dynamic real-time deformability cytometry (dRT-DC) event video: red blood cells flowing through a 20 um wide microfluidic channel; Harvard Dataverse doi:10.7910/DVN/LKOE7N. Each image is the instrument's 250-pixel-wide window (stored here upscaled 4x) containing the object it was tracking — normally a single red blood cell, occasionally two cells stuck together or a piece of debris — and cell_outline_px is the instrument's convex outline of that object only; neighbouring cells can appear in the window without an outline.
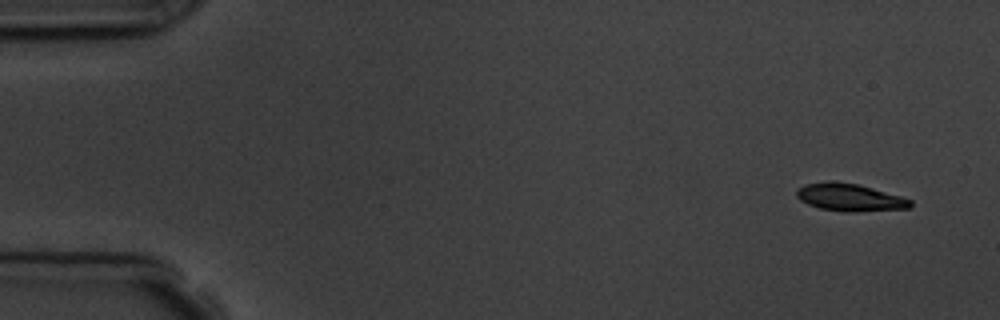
{"species": "common noctule bat (a hibernating species)", "species_latin": "Nyctalus noctula", "temperature_condition": "room temperature", "stored_images_in_passage": 4, "camera_frame_rate_fps": 3000, "um_per_image_px": 0.085, "animal": {"sex": "male", "body_mass_g": 19.5, "forearm_length_mm": 54.6}, "frame": {"image": 1, "passage_image": 1, "time_ms": 0.0, "image_size_px": [1000, 320], "cell_outline_px": [[912, 204], [908, 208], [856, 212], [844, 212], [820, 208], [808, 204], [800, 200], [796, 196], [796, 192], [804, 184], [856, 184], [872, 188], [900, 196], [912, 200]], "centroid_in_image_um": [72.27, 16.83], "position_along_channel_um": 12.7, "area_um2": 17.4}}
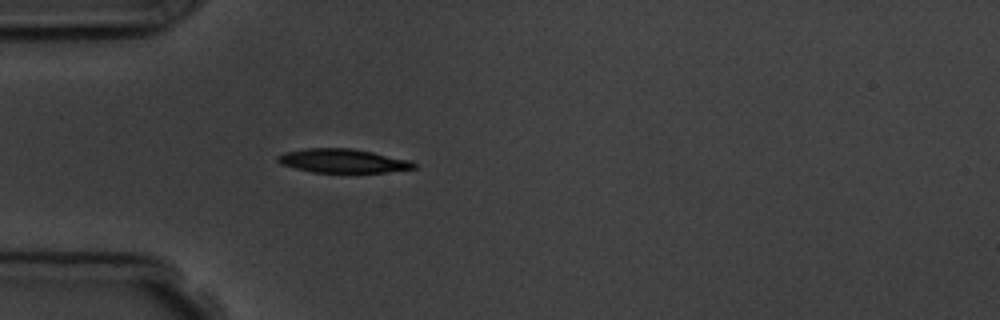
{"frame": {"image": 2, "passage_image": 4, "time_ms": 4.333, "image_size_px": [1000, 320], "cell_outline_px": [[416, 168], [384, 172], [312, 172], [280, 164], [276, 160], [276, 156], [284, 152], [304, 148], [352, 148], [372, 152], [408, 160], [416, 164]], "centroid_in_image_um": [29.07, 13.66], "position_along_channel_um": 55.9, "area_um2": 18.79}}